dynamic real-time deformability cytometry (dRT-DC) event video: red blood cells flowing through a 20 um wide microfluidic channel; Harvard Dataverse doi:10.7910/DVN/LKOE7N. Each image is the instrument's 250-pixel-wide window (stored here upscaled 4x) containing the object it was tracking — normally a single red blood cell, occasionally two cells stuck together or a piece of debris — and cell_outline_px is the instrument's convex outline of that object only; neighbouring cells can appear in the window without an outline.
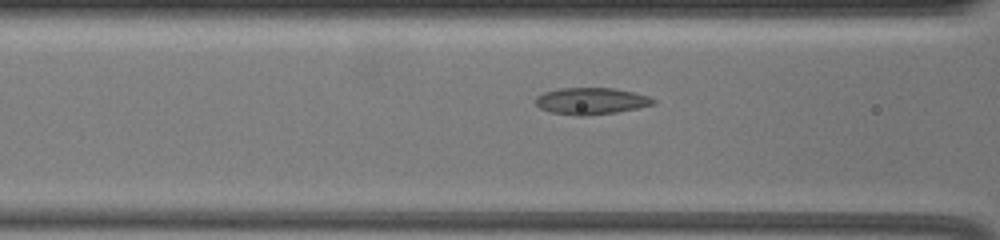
{"species": "common noctule bat (a hibernating species)", "species_latin": "Nyctalus noctula", "temperature_condition": "warm", "stored_images_in_passage": 9, "camera_frame_rate_fps": 3000, "um_per_image_px": 0.085, "animal": {"sex": "female", "body_mass_g": 19.5, "forearm_length_mm": 54.1}, "frame": {"image": 1, "passage_image": 7, "time_ms": 2.0, "image_size_px": [1000, 240], "cell_outline_px": [[656, 104], [640, 108], [616, 112], [584, 116], [576, 116], [548, 112], [540, 108], [536, 104], [536, 96], [544, 92], [556, 88], [612, 88], [632, 92], [648, 96], [656, 100]], "centroid_in_image_um": [50.23, 8.59], "position_along_channel_um": 116.4, "area_um2": 18.5}}